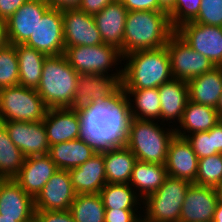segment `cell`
<instances>
[{"label":"cell","mask_w":222,"mask_h":222,"mask_svg":"<svg viewBox=\"0 0 222 222\" xmlns=\"http://www.w3.org/2000/svg\"><path fill=\"white\" fill-rule=\"evenodd\" d=\"M161 123L168 122L176 127L183 116L184 109L189 100L187 81L172 79L163 83L159 88Z\"/></svg>","instance_id":"cell-24"},{"label":"cell","mask_w":222,"mask_h":222,"mask_svg":"<svg viewBox=\"0 0 222 222\" xmlns=\"http://www.w3.org/2000/svg\"><path fill=\"white\" fill-rule=\"evenodd\" d=\"M98 151L82 137L51 145L49 156L58 169L69 170L79 167Z\"/></svg>","instance_id":"cell-26"},{"label":"cell","mask_w":222,"mask_h":222,"mask_svg":"<svg viewBox=\"0 0 222 222\" xmlns=\"http://www.w3.org/2000/svg\"><path fill=\"white\" fill-rule=\"evenodd\" d=\"M114 1L116 0H81L79 9L87 14L94 15Z\"/></svg>","instance_id":"cell-44"},{"label":"cell","mask_w":222,"mask_h":222,"mask_svg":"<svg viewBox=\"0 0 222 222\" xmlns=\"http://www.w3.org/2000/svg\"><path fill=\"white\" fill-rule=\"evenodd\" d=\"M68 171L77 195L100 193V190L107 184L102 152H97L84 164Z\"/></svg>","instance_id":"cell-23"},{"label":"cell","mask_w":222,"mask_h":222,"mask_svg":"<svg viewBox=\"0 0 222 222\" xmlns=\"http://www.w3.org/2000/svg\"><path fill=\"white\" fill-rule=\"evenodd\" d=\"M19 85V66L15 45L0 50V89Z\"/></svg>","instance_id":"cell-36"},{"label":"cell","mask_w":222,"mask_h":222,"mask_svg":"<svg viewBox=\"0 0 222 222\" xmlns=\"http://www.w3.org/2000/svg\"><path fill=\"white\" fill-rule=\"evenodd\" d=\"M65 47L103 44L93 15L80 9L62 11Z\"/></svg>","instance_id":"cell-15"},{"label":"cell","mask_w":222,"mask_h":222,"mask_svg":"<svg viewBox=\"0 0 222 222\" xmlns=\"http://www.w3.org/2000/svg\"><path fill=\"white\" fill-rule=\"evenodd\" d=\"M123 61L122 89L159 88L173 79L166 46L131 52Z\"/></svg>","instance_id":"cell-3"},{"label":"cell","mask_w":222,"mask_h":222,"mask_svg":"<svg viewBox=\"0 0 222 222\" xmlns=\"http://www.w3.org/2000/svg\"><path fill=\"white\" fill-rule=\"evenodd\" d=\"M158 122L131 118L126 146L138 161L166 164L168 147L175 136V128L172 124L169 128H163L166 123L159 125Z\"/></svg>","instance_id":"cell-5"},{"label":"cell","mask_w":222,"mask_h":222,"mask_svg":"<svg viewBox=\"0 0 222 222\" xmlns=\"http://www.w3.org/2000/svg\"><path fill=\"white\" fill-rule=\"evenodd\" d=\"M77 110L81 137L98 152L126 145L132 117L128 96L122 90L111 99L87 103Z\"/></svg>","instance_id":"cell-1"},{"label":"cell","mask_w":222,"mask_h":222,"mask_svg":"<svg viewBox=\"0 0 222 222\" xmlns=\"http://www.w3.org/2000/svg\"><path fill=\"white\" fill-rule=\"evenodd\" d=\"M76 195L69 171L58 169L34 199L35 211L70 210Z\"/></svg>","instance_id":"cell-12"},{"label":"cell","mask_w":222,"mask_h":222,"mask_svg":"<svg viewBox=\"0 0 222 222\" xmlns=\"http://www.w3.org/2000/svg\"><path fill=\"white\" fill-rule=\"evenodd\" d=\"M191 184L168 176L157 191L143 200L142 222H179L182 204Z\"/></svg>","instance_id":"cell-6"},{"label":"cell","mask_w":222,"mask_h":222,"mask_svg":"<svg viewBox=\"0 0 222 222\" xmlns=\"http://www.w3.org/2000/svg\"><path fill=\"white\" fill-rule=\"evenodd\" d=\"M220 183H222V154L198 159L195 184L216 188Z\"/></svg>","instance_id":"cell-35"},{"label":"cell","mask_w":222,"mask_h":222,"mask_svg":"<svg viewBox=\"0 0 222 222\" xmlns=\"http://www.w3.org/2000/svg\"><path fill=\"white\" fill-rule=\"evenodd\" d=\"M215 109L217 110L219 116L222 118V94L219 97V100Z\"/></svg>","instance_id":"cell-50"},{"label":"cell","mask_w":222,"mask_h":222,"mask_svg":"<svg viewBox=\"0 0 222 222\" xmlns=\"http://www.w3.org/2000/svg\"><path fill=\"white\" fill-rule=\"evenodd\" d=\"M165 166L169 177L187 180L195 184L198 173V157L185 138L175 135L170 141Z\"/></svg>","instance_id":"cell-21"},{"label":"cell","mask_w":222,"mask_h":222,"mask_svg":"<svg viewBox=\"0 0 222 222\" xmlns=\"http://www.w3.org/2000/svg\"><path fill=\"white\" fill-rule=\"evenodd\" d=\"M64 55L78 74L116 75L122 81L123 69L120 68L123 66H119V70L116 67L119 63L122 64L123 56L115 46L103 43L95 46L65 47ZM113 66L117 69L114 73L111 72Z\"/></svg>","instance_id":"cell-7"},{"label":"cell","mask_w":222,"mask_h":222,"mask_svg":"<svg viewBox=\"0 0 222 222\" xmlns=\"http://www.w3.org/2000/svg\"><path fill=\"white\" fill-rule=\"evenodd\" d=\"M50 8L45 0H28L7 21L10 44H24L34 33L38 21Z\"/></svg>","instance_id":"cell-18"},{"label":"cell","mask_w":222,"mask_h":222,"mask_svg":"<svg viewBox=\"0 0 222 222\" xmlns=\"http://www.w3.org/2000/svg\"><path fill=\"white\" fill-rule=\"evenodd\" d=\"M0 222H17L16 220L0 219Z\"/></svg>","instance_id":"cell-52"},{"label":"cell","mask_w":222,"mask_h":222,"mask_svg":"<svg viewBox=\"0 0 222 222\" xmlns=\"http://www.w3.org/2000/svg\"><path fill=\"white\" fill-rule=\"evenodd\" d=\"M15 50L19 66V85L37 89L47 55L25 44H16Z\"/></svg>","instance_id":"cell-30"},{"label":"cell","mask_w":222,"mask_h":222,"mask_svg":"<svg viewBox=\"0 0 222 222\" xmlns=\"http://www.w3.org/2000/svg\"><path fill=\"white\" fill-rule=\"evenodd\" d=\"M142 215L143 209H106L104 219L105 222H142Z\"/></svg>","instance_id":"cell-40"},{"label":"cell","mask_w":222,"mask_h":222,"mask_svg":"<svg viewBox=\"0 0 222 222\" xmlns=\"http://www.w3.org/2000/svg\"><path fill=\"white\" fill-rule=\"evenodd\" d=\"M105 210L99 193L78 194L70 207L75 222H105Z\"/></svg>","instance_id":"cell-34"},{"label":"cell","mask_w":222,"mask_h":222,"mask_svg":"<svg viewBox=\"0 0 222 222\" xmlns=\"http://www.w3.org/2000/svg\"><path fill=\"white\" fill-rule=\"evenodd\" d=\"M215 189L218 195V202L222 204V183H220Z\"/></svg>","instance_id":"cell-51"},{"label":"cell","mask_w":222,"mask_h":222,"mask_svg":"<svg viewBox=\"0 0 222 222\" xmlns=\"http://www.w3.org/2000/svg\"><path fill=\"white\" fill-rule=\"evenodd\" d=\"M47 109L36 89L20 85L0 89V121H43Z\"/></svg>","instance_id":"cell-8"},{"label":"cell","mask_w":222,"mask_h":222,"mask_svg":"<svg viewBox=\"0 0 222 222\" xmlns=\"http://www.w3.org/2000/svg\"><path fill=\"white\" fill-rule=\"evenodd\" d=\"M78 73L66 56L50 55L44 60L37 92L47 108H73Z\"/></svg>","instance_id":"cell-4"},{"label":"cell","mask_w":222,"mask_h":222,"mask_svg":"<svg viewBox=\"0 0 222 222\" xmlns=\"http://www.w3.org/2000/svg\"><path fill=\"white\" fill-rule=\"evenodd\" d=\"M58 170L49 154L25 158L18 174L13 178L33 199Z\"/></svg>","instance_id":"cell-20"},{"label":"cell","mask_w":222,"mask_h":222,"mask_svg":"<svg viewBox=\"0 0 222 222\" xmlns=\"http://www.w3.org/2000/svg\"><path fill=\"white\" fill-rule=\"evenodd\" d=\"M174 33L166 11H128L122 56L138 50L164 47Z\"/></svg>","instance_id":"cell-2"},{"label":"cell","mask_w":222,"mask_h":222,"mask_svg":"<svg viewBox=\"0 0 222 222\" xmlns=\"http://www.w3.org/2000/svg\"><path fill=\"white\" fill-rule=\"evenodd\" d=\"M43 123L50 146L81 138V118L76 108H48Z\"/></svg>","instance_id":"cell-19"},{"label":"cell","mask_w":222,"mask_h":222,"mask_svg":"<svg viewBox=\"0 0 222 222\" xmlns=\"http://www.w3.org/2000/svg\"><path fill=\"white\" fill-rule=\"evenodd\" d=\"M51 8L59 9L60 11L68 9H79L81 0H45Z\"/></svg>","instance_id":"cell-45"},{"label":"cell","mask_w":222,"mask_h":222,"mask_svg":"<svg viewBox=\"0 0 222 222\" xmlns=\"http://www.w3.org/2000/svg\"><path fill=\"white\" fill-rule=\"evenodd\" d=\"M28 0H0V19L8 20Z\"/></svg>","instance_id":"cell-43"},{"label":"cell","mask_w":222,"mask_h":222,"mask_svg":"<svg viewBox=\"0 0 222 222\" xmlns=\"http://www.w3.org/2000/svg\"><path fill=\"white\" fill-rule=\"evenodd\" d=\"M159 5L166 11L168 12L175 3V0H158Z\"/></svg>","instance_id":"cell-49"},{"label":"cell","mask_w":222,"mask_h":222,"mask_svg":"<svg viewBox=\"0 0 222 222\" xmlns=\"http://www.w3.org/2000/svg\"><path fill=\"white\" fill-rule=\"evenodd\" d=\"M221 120L222 118L214 107L188 100L182 119L175 127V135L185 138L192 133L209 131Z\"/></svg>","instance_id":"cell-25"},{"label":"cell","mask_w":222,"mask_h":222,"mask_svg":"<svg viewBox=\"0 0 222 222\" xmlns=\"http://www.w3.org/2000/svg\"><path fill=\"white\" fill-rule=\"evenodd\" d=\"M189 100L216 108L222 94V67L187 81Z\"/></svg>","instance_id":"cell-27"},{"label":"cell","mask_w":222,"mask_h":222,"mask_svg":"<svg viewBox=\"0 0 222 222\" xmlns=\"http://www.w3.org/2000/svg\"><path fill=\"white\" fill-rule=\"evenodd\" d=\"M166 48L173 79L189 81L215 67L206 56L193 50L176 33L169 38Z\"/></svg>","instance_id":"cell-9"},{"label":"cell","mask_w":222,"mask_h":222,"mask_svg":"<svg viewBox=\"0 0 222 222\" xmlns=\"http://www.w3.org/2000/svg\"><path fill=\"white\" fill-rule=\"evenodd\" d=\"M122 91L128 96L132 118L139 120H161V101L158 88L122 89ZM131 96L134 100L131 99Z\"/></svg>","instance_id":"cell-31"},{"label":"cell","mask_w":222,"mask_h":222,"mask_svg":"<svg viewBox=\"0 0 222 222\" xmlns=\"http://www.w3.org/2000/svg\"><path fill=\"white\" fill-rule=\"evenodd\" d=\"M34 199L13 179H0V219L32 222Z\"/></svg>","instance_id":"cell-14"},{"label":"cell","mask_w":222,"mask_h":222,"mask_svg":"<svg viewBox=\"0 0 222 222\" xmlns=\"http://www.w3.org/2000/svg\"><path fill=\"white\" fill-rule=\"evenodd\" d=\"M99 194L105 209H143V199L130 184L107 183Z\"/></svg>","instance_id":"cell-32"},{"label":"cell","mask_w":222,"mask_h":222,"mask_svg":"<svg viewBox=\"0 0 222 222\" xmlns=\"http://www.w3.org/2000/svg\"><path fill=\"white\" fill-rule=\"evenodd\" d=\"M24 44L47 56L63 54L65 43L62 11L50 7Z\"/></svg>","instance_id":"cell-11"},{"label":"cell","mask_w":222,"mask_h":222,"mask_svg":"<svg viewBox=\"0 0 222 222\" xmlns=\"http://www.w3.org/2000/svg\"><path fill=\"white\" fill-rule=\"evenodd\" d=\"M6 128L9 138L25 158L49 154L50 145L43 121L19 122L0 121Z\"/></svg>","instance_id":"cell-13"},{"label":"cell","mask_w":222,"mask_h":222,"mask_svg":"<svg viewBox=\"0 0 222 222\" xmlns=\"http://www.w3.org/2000/svg\"><path fill=\"white\" fill-rule=\"evenodd\" d=\"M175 33L215 67H222V27L190 21L177 27Z\"/></svg>","instance_id":"cell-10"},{"label":"cell","mask_w":222,"mask_h":222,"mask_svg":"<svg viewBox=\"0 0 222 222\" xmlns=\"http://www.w3.org/2000/svg\"><path fill=\"white\" fill-rule=\"evenodd\" d=\"M193 22L222 27V0H202L199 13Z\"/></svg>","instance_id":"cell-38"},{"label":"cell","mask_w":222,"mask_h":222,"mask_svg":"<svg viewBox=\"0 0 222 222\" xmlns=\"http://www.w3.org/2000/svg\"><path fill=\"white\" fill-rule=\"evenodd\" d=\"M9 43L7 34L6 20L0 19V50L6 47Z\"/></svg>","instance_id":"cell-47"},{"label":"cell","mask_w":222,"mask_h":222,"mask_svg":"<svg viewBox=\"0 0 222 222\" xmlns=\"http://www.w3.org/2000/svg\"><path fill=\"white\" fill-rule=\"evenodd\" d=\"M167 177L165 165L137 160L129 184L144 200L148 195L157 191Z\"/></svg>","instance_id":"cell-28"},{"label":"cell","mask_w":222,"mask_h":222,"mask_svg":"<svg viewBox=\"0 0 222 222\" xmlns=\"http://www.w3.org/2000/svg\"><path fill=\"white\" fill-rule=\"evenodd\" d=\"M212 222H222V204L217 203Z\"/></svg>","instance_id":"cell-48"},{"label":"cell","mask_w":222,"mask_h":222,"mask_svg":"<svg viewBox=\"0 0 222 222\" xmlns=\"http://www.w3.org/2000/svg\"><path fill=\"white\" fill-rule=\"evenodd\" d=\"M36 222H75L70 210L35 211Z\"/></svg>","instance_id":"cell-41"},{"label":"cell","mask_w":222,"mask_h":222,"mask_svg":"<svg viewBox=\"0 0 222 222\" xmlns=\"http://www.w3.org/2000/svg\"><path fill=\"white\" fill-rule=\"evenodd\" d=\"M127 14L123 3L116 0L93 15L103 43L117 47L121 54Z\"/></svg>","instance_id":"cell-22"},{"label":"cell","mask_w":222,"mask_h":222,"mask_svg":"<svg viewBox=\"0 0 222 222\" xmlns=\"http://www.w3.org/2000/svg\"><path fill=\"white\" fill-rule=\"evenodd\" d=\"M24 160L25 156L11 141L5 126L0 122V179L14 178Z\"/></svg>","instance_id":"cell-33"},{"label":"cell","mask_w":222,"mask_h":222,"mask_svg":"<svg viewBox=\"0 0 222 222\" xmlns=\"http://www.w3.org/2000/svg\"><path fill=\"white\" fill-rule=\"evenodd\" d=\"M185 139L193 148L198 159L214 155L213 135H209V131L192 133Z\"/></svg>","instance_id":"cell-39"},{"label":"cell","mask_w":222,"mask_h":222,"mask_svg":"<svg viewBox=\"0 0 222 222\" xmlns=\"http://www.w3.org/2000/svg\"><path fill=\"white\" fill-rule=\"evenodd\" d=\"M217 203L214 187L192 183L186 192L179 222H212Z\"/></svg>","instance_id":"cell-17"},{"label":"cell","mask_w":222,"mask_h":222,"mask_svg":"<svg viewBox=\"0 0 222 222\" xmlns=\"http://www.w3.org/2000/svg\"><path fill=\"white\" fill-rule=\"evenodd\" d=\"M128 11H165L158 0H120Z\"/></svg>","instance_id":"cell-42"},{"label":"cell","mask_w":222,"mask_h":222,"mask_svg":"<svg viewBox=\"0 0 222 222\" xmlns=\"http://www.w3.org/2000/svg\"><path fill=\"white\" fill-rule=\"evenodd\" d=\"M202 0H175L174 6L167 12L174 29L193 21L200 9Z\"/></svg>","instance_id":"cell-37"},{"label":"cell","mask_w":222,"mask_h":222,"mask_svg":"<svg viewBox=\"0 0 222 222\" xmlns=\"http://www.w3.org/2000/svg\"><path fill=\"white\" fill-rule=\"evenodd\" d=\"M209 135H213L214 155L222 154V120L209 130Z\"/></svg>","instance_id":"cell-46"},{"label":"cell","mask_w":222,"mask_h":222,"mask_svg":"<svg viewBox=\"0 0 222 222\" xmlns=\"http://www.w3.org/2000/svg\"><path fill=\"white\" fill-rule=\"evenodd\" d=\"M101 152L104 155L107 183L129 184L137 161L130 149L125 145Z\"/></svg>","instance_id":"cell-29"},{"label":"cell","mask_w":222,"mask_h":222,"mask_svg":"<svg viewBox=\"0 0 222 222\" xmlns=\"http://www.w3.org/2000/svg\"><path fill=\"white\" fill-rule=\"evenodd\" d=\"M122 90V82L116 75L79 74L73 108L87 103L111 99Z\"/></svg>","instance_id":"cell-16"}]
</instances>
